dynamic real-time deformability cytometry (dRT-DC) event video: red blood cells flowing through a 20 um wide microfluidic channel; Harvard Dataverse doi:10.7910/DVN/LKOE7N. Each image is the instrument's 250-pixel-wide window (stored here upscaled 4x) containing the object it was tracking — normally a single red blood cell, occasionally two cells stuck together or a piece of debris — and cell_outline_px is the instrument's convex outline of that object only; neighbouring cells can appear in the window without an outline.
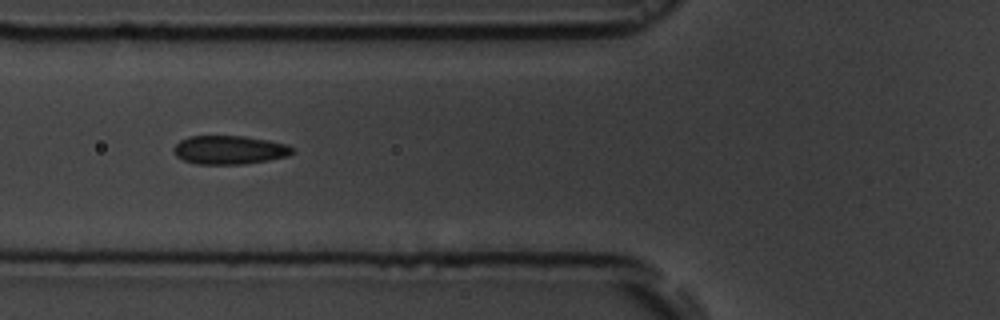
{"species": "common noctule bat (a hibernating species)", "species_latin": "Nyctalus noctula", "temperature_condition": "room temperature", "stored_images_in_passage": 4, "camera_frame_rate_fps": 3000, "um_per_image_px": 0.085, "animal": {"sex": "male", "body_mass_g": 19.5, "forearm_length_mm": 54.6}, "frame": {"image": 1, "passage_image": 3, "time_ms": 2.333, "image_size_px": [1000, 320], "cell_outline_px": [[296, 152], [288, 156], [268, 160], [244, 164], [196, 164], [184, 160], [176, 156], [172, 152], [172, 148], [180, 140], [188, 136], [244, 136], [268, 140], [288, 144], [296, 148]], "centroid_in_image_um": [19.53, 12.74], "position_along_channel_um": 106.3, "area_um2": 20.11}}
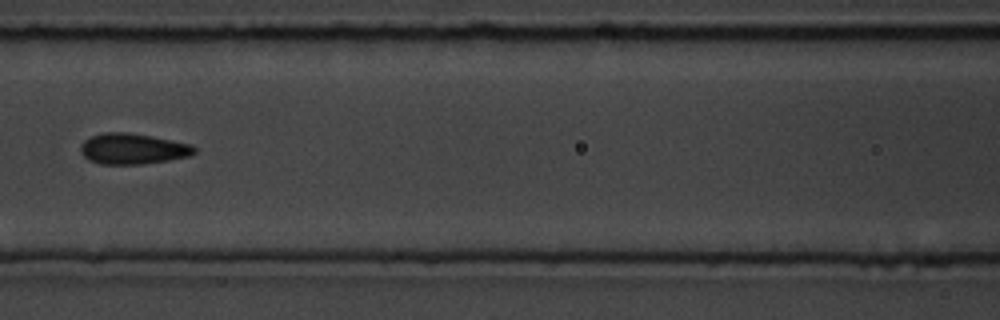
{"frame": {"image": 2, "passage_image": 4, "time_ms": 3.667, "image_size_px": [1000, 320], "cell_outline_px": [[196, 152], [192, 156], [168, 160], [140, 164], [100, 164], [88, 160], [84, 156], [80, 148], [80, 144], [84, 140], [92, 136], [104, 132], [128, 132], [152, 136], [192, 144], [196, 148]], "centroid_in_image_um": [11.3, 12.64], "position_along_channel_um": 155.3, "area_um2": 20.52}}